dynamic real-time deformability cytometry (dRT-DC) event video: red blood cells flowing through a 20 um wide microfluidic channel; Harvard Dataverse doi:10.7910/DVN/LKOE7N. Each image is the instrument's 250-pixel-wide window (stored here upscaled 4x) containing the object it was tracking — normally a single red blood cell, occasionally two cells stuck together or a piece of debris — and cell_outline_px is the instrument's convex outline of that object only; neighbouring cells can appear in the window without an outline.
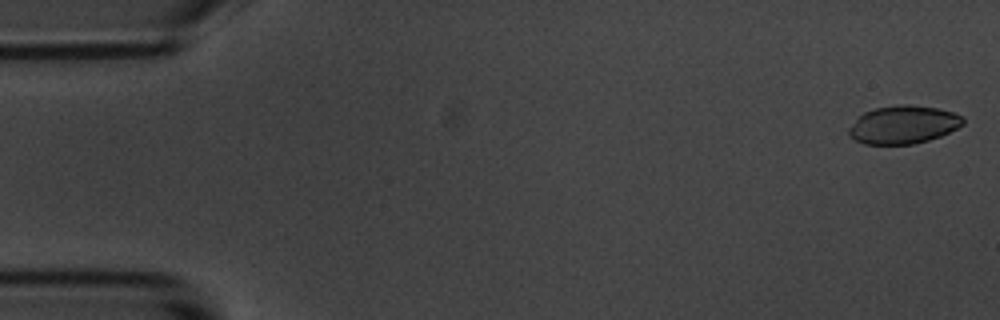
{"species": "common noctule bat (a hibernating species)", "species_latin": "Nyctalus noctula", "temperature_condition": "room temperature", "stored_images_in_passage": 55, "camera_frame_rate_fps": 3000, "um_per_image_px": 0.085, "animal": {"sex": "male", "body_mass_g": 20.1, "forearm_length_mm": 53.5}, "frame": {"image": 1, "passage_image": 1, "time_ms": 0.0, "image_size_px": [1000, 320], "cell_outline_px": [[964, 124], [940, 136], [928, 140], [912, 144], [864, 144], [848, 136], [848, 128], [864, 112], [876, 108], [900, 104], [908, 104], [936, 108], [952, 112], [964, 116]], "centroid_in_image_um": [76.78, 10.6], "position_along_channel_um": 8.2, "area_um2": 25.2}}
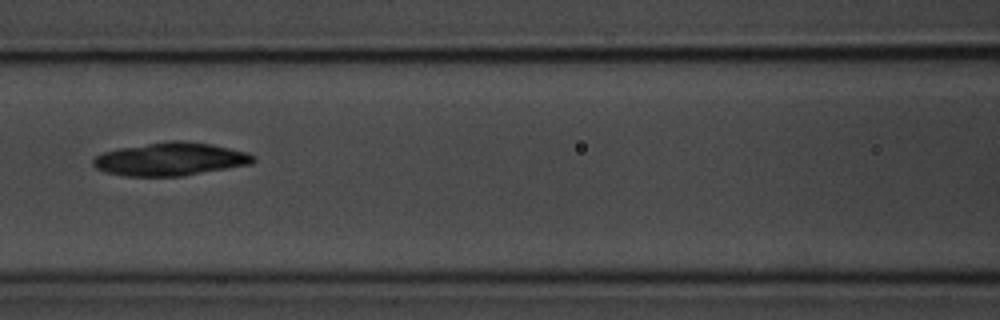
{"frame": {"image": 2, "passage_image": 24, "time_ms": 7.667, "image_size_px": [1000, 320], "cell_outline_px": [[256, 160], [252, 164], [184, 176], [124, 176], [104, 172], [96, 168], [92, 164], [92, 160], [96, 156], [104, 152], [120, 148], [168, 140], [184, 140], [212, 144], [248, 152], [256, 156]], "centroid_in_image_um": [14.52, 13.52], "position_along_channel_um": 152.1, "area_um2": 31.21}}
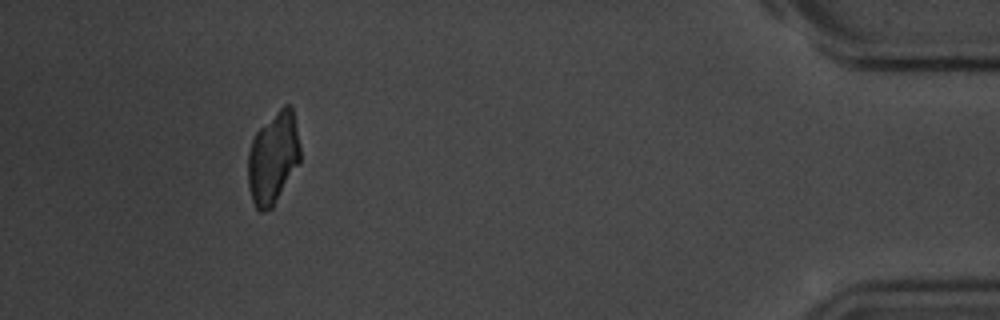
{"frame": {"image": 3, "passage_image": 51, "time_ms": 16.667, "image_size_px": [1000, 320], "cell_outline_px": [[300, 160], [272, 208], [264, 212], [260, 212], [256, 208], [252, 200], [248, 184], [248, 152], [252, 140], [256, 132], [284, 104], [288, 104], [292, 108], [300, 144]], "centroid_in_image_um": [23.2, 13.44], "position_along_channel_um": 412.0, "area_um2": 27.63}, "authors_computed_cell_mechanics": {"area_um2": 29.5358, "velocity_mm_per_s": 3.5756, "shape_relaxation_time_tau1_ms": 3.0812, "shape_relaxation_time_tau2_ms": null, "deformation_change_tau1": 0.073, "deformation_change_tau2": null}}